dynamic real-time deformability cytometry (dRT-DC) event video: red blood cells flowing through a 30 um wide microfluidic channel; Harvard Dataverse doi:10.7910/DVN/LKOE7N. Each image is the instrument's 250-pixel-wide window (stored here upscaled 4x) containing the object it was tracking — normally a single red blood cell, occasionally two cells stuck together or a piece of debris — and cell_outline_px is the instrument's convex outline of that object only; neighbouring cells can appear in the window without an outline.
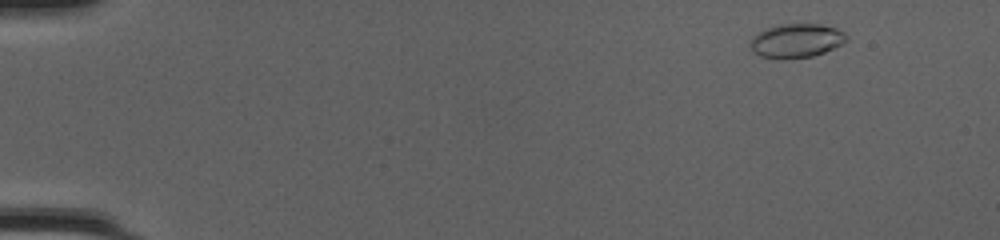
{"species": "common noctule bat (a hibernating species)", "species_latin": "Nyctalus noctula", "temperature_condition": "cold", "stored_images_in_passage": 50, "camera_frame_rate_fps": 3000, "um_per_image_px": 0.085, "animal": {"sex": "female", "body_mass_g": 20.0, "forearm_length_mm": 54.0}, "frame": {"image": 1, "passage_image": 5, "time_ms": 1.333, "image_size_px": [1000, 240], "cell_outline_px": [[848, 40], [824, 52], [812, 56], [780, 60], [760, 56], [752, 52], [748, 44], [752, 36], [756, 32], [764, 28], [780, 24], [820, 24], [836, 28], [844, 32], [848, 36]], "centroid_in_image_um": [67.61, 3.46], "position_along_channel_um": 17.4, "area_um2": 19.42}}
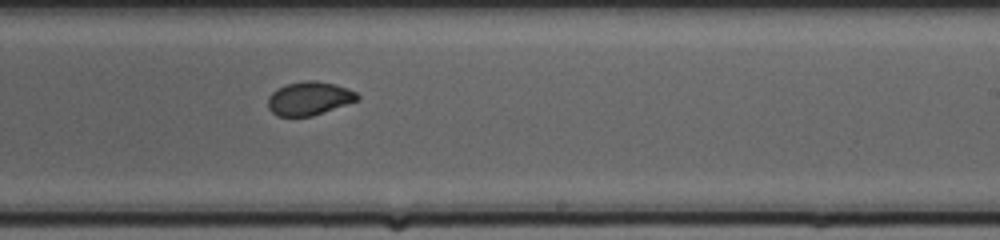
{"frame": {"image": 2, "passage_image": 32, "time_ms": 10.333, "image_size_px": [1000, 240], "cell_outline_px": [[360, 100], [312, 116], [276, 116], [268, 108], [268, 96], [276, 88], [288, 84], [304, 80], [316, 80], [336, 84], [348, 88], [356, 92], [360, 96]], "centroid_in_image_um": [26.3, 8.36], "position_along_channel_um": 262.7, "area_um2": 17.69}}
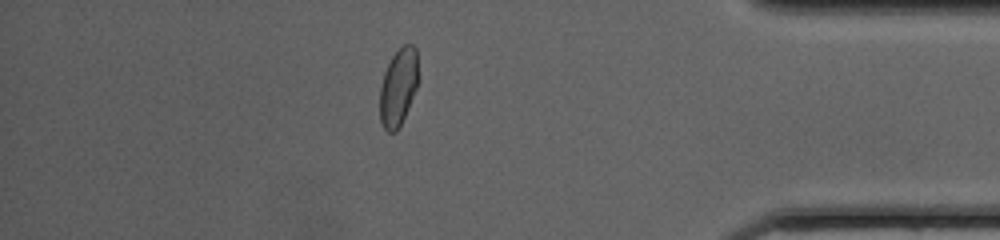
{"frame": {"image": 3, "passage_image": 44, "time_ms": 14.333, "image_size_px": [1000, 240], "cell_outline_px": [[420, 80], [404, 116], [396, 132], [388, 132], [384, 128], [380, 120], [380, 84], [384, 72], [392, 56], [404, 44], [412, 44], [416, 48]], "centroid_in_image_um": [33.88, 7.37], "position_along_channel_um": 401.3, "area_um2": 17.46}, "authors_computed_cell_mechanics": {"area_um2": 18.2648, "velocity_mm_per_s": 4.216, "shape_relaxation_time_tau1_ms": 5.442, "shape_relaxation_time_tau2_ms": 0.8683, "deformation_change_tau1": 0.1469, "deformation_change_tau2": 0.049}}